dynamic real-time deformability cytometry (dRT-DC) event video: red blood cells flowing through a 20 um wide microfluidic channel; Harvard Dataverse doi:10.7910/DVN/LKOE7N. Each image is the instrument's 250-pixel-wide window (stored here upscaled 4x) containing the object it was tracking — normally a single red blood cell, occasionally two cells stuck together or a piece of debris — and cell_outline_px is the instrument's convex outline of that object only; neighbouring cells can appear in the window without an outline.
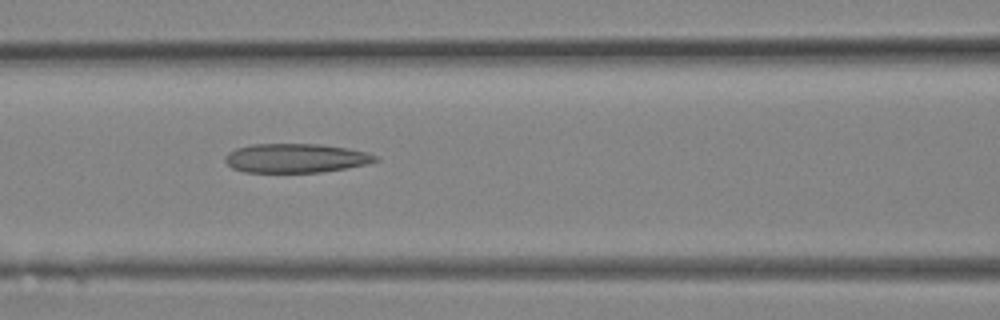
{"species": "Egyptian fruit bat (a non-hibernating species)", "species_latin": "Rousettus aegyptiacus", "temperature_condition": "room temperature", "stored_images_in_passage": 26, "camera_frame_rate_fps": 3000, "um_per_image_px": 0.085, "animal": {"sex": "female"}, "frame": {"image": 1, "passage_image": 11, "time_ms": 3.333, "image_size_px": [1000, 320], "cell_outline_px": [[380, 160], [368, 164], [320, 172], [244, 172], [232, 168], [224, 160], [224, 156], [228, 152], [236, 148], [252, 144], [320, 144], [348, 148], [368, 152], [376, 156]], "centroid_in_image_um": [25.13, 13.44], "position_along_channel_um": 141.5, "area_um2": 25.55}}
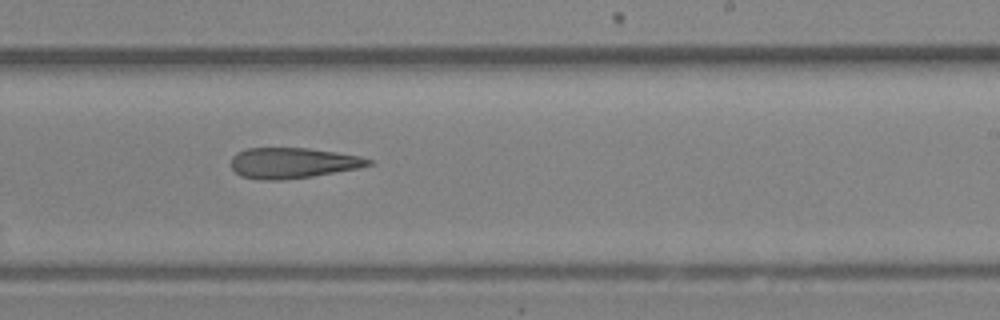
{"frame": {"image": 2, "passage_image": 16, "time_ms": 5.0, "image_size_px": [1000, 320], "cell_outline_px": [[372, 164], [360, 168], [312, 176], [280, 180], [260, 180], [240, 176], [232, 168], [232, 156], [236, 152], [248, 148], [308, 148], [336, 152], [360, 156], [372, 160]], "centroid_in_image_um": [24.88, 13.85], "position_along_channel_um": 264.1, "area_um2": 24.51}}
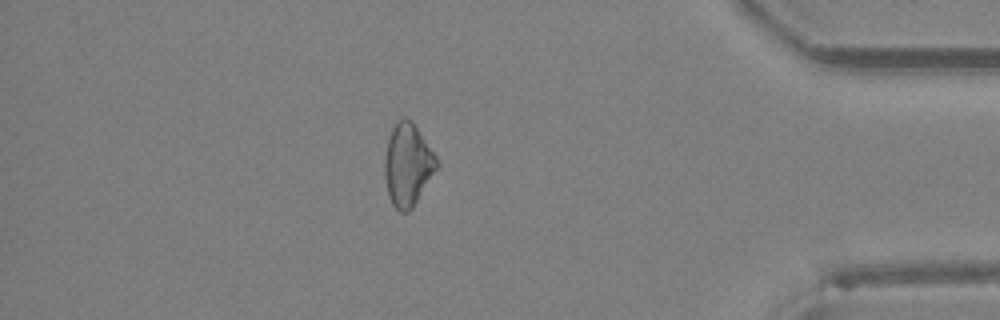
{"frame": {"image": 3, "passage_image": 23, "time_ms": 7.333, "image_size_px": [1000, 320], "cell_outline_px": [[440, 164], [412, 208], [408, 212], [400, 212], [392, 204], [388, 192], [384, 176], [384, 160], [388, 140], [392, 128], [396, 120], [404, 116], [416, 128], [436, 156]], "centroid_in_image_um": [34.64, 14.02], "position_along_channel_um": 400.6, "area_um2": 24.68}}